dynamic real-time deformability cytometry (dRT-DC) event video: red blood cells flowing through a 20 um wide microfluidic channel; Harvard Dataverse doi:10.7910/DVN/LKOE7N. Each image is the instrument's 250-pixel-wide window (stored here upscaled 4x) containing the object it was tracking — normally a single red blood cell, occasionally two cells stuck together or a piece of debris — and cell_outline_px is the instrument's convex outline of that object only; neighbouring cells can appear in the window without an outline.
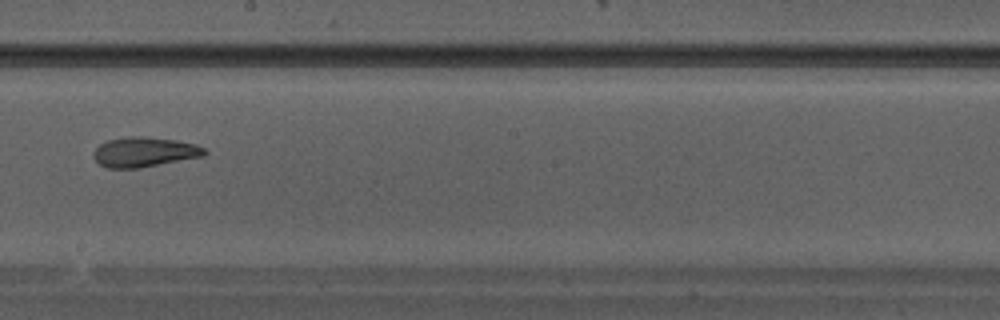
{"species": "Egyptian fruit bat (a non-hibernating species)", "species_latin": "Rousettus aegyptiacus", "temperature_condition": "warm", "stored_images_in_passage": 35, "camera_frame_rate_fps": 3000, "um_per_image_px": 0.085, "animal": {"sex": "male"}, "frame": {"image": 1, "passage_image": 20, "time_ms": 6.333, "image_size_px": [1000, 320], "cell_outline_px": [[208, 152], [204, 156], [140, 168], [108, 168], [100, 164], [92, 156], [92, 152], [100, 144], [108, 140], [128, 136], [144, 136], [176, 140], [196, 144], [204, 148]], "centroid_in_image_um": [12.27, 12.92], "position_along_channel_um": 235.9, "area_um2": 19.42}}